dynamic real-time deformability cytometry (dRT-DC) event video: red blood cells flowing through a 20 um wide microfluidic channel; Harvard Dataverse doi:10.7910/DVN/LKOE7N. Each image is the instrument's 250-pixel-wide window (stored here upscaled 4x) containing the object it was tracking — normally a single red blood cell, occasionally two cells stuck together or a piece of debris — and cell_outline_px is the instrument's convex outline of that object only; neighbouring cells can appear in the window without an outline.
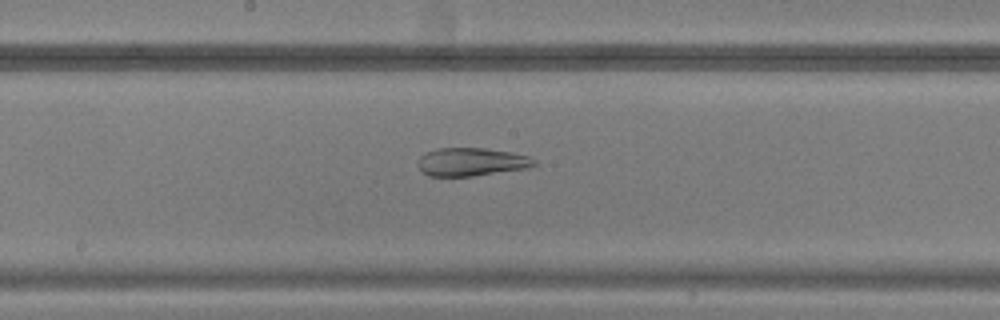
{"species": "common noctule bat (a hibernating species)", "species_latin": "Nyctalus noctula", "temperature_condition": "warm", "stored_images_in_passage": 40, "camera_frame_rate_fps": 3000, "um_per_image_px": 0.085, "animal": {"sex": "male", "body_mass_g": 20.5, "forearm_length_mm": 52.5}, "frame": {"image": 1, "passage_image": 17, "time_ms": 5.333, "image_size_px": [1000, 320], "cell_outline_px": [[536, 164], [528, 168], [472, 176], [428, 176], [416, 164], [420, 156], [436, 148], [484, 148], [512, 152], [528, 156], [536, 160]], "centroid_in_image_um": [40.07, 13.76], "position_along_channel_um": 208.1, "area_um2": 19.07}}
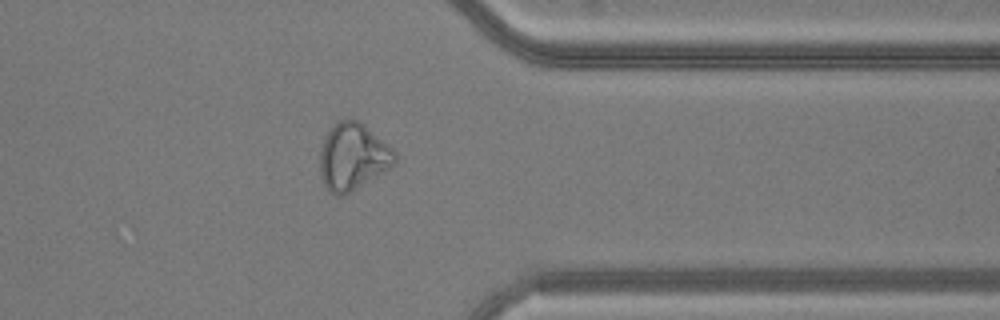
{"frame": {"image": 2, "passage_image": 30, "time_ms": 9.667, "image_size_px": [1000, 320], "cell_outline_px": [[396, 164], [384, 172], [352, 192], [344, 196], [336, 196], [328, 192], [324, 184], [320, 172], [320, 148], [324, 136], [332, 124], [340, 120], [356, 120], [364, 124], [392, 148], [396, 152]], "centroid_in_image_um": [29.98, 13.35], "position_along_channel_um": 381.4, "area_um2": 29.54}}
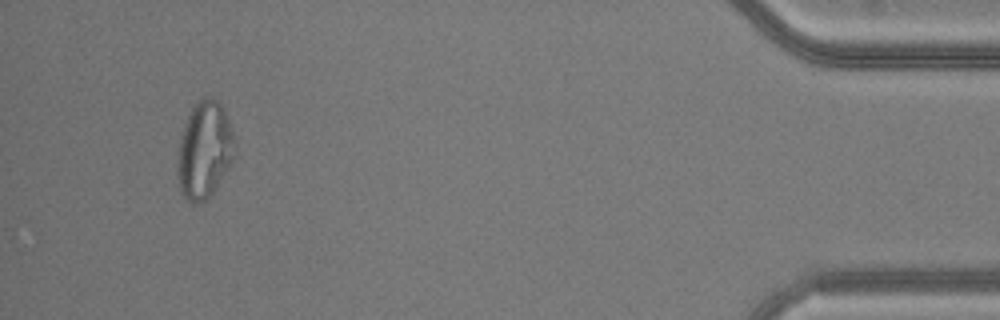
{"frame": {"image": 3, "passage_image": 37, "time_ms": 12.0, "image_size_px": [1000, 320], "cell_outline_px": [[236, 140], [232, 160], [228, 168], [212, 192], [204, 200], [196, 204], [192, 204], [184, 196], [180, 188], [176, 176], [176, 156], [180, 136], [184, 124], [196, 100], [204, 96], [212, 96], [220, 104], [236, 136]], "centroid_in_image_um": [17.35, 12.72], "position_along_channel_um": 417.9, "area_um2": 32.6}}